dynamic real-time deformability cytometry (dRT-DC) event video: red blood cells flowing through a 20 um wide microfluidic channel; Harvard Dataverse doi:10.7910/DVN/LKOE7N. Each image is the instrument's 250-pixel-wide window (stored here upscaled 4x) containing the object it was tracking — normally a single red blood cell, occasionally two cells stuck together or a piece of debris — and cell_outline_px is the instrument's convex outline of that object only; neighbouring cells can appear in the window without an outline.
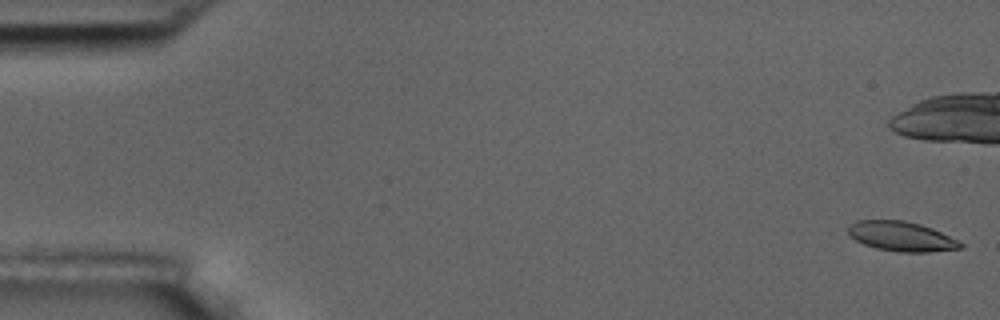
{"species": "common noctule bat (a hibernating species)", "species_latin": "Nyctalus noctula", "temperature_condition": "room temperature", "stored_images_in_passage": 57, "camera_frame_rate_fps": 3000, "um_per_image_px": 0.085, "animal": {"sex": "male", "body_mass_g": 17.5, "forearm_length_mm": 52.3}, "frame": {"image": 1, "passage_image": 1, "time_ms": 0.0, "image_size_px": [1000, 320], "cell_outline_px": [[964, 248], [928, 252], [900, 252], [876, 248], [864, 244], [848, 236], [848, 224], [856, 220], [904, 220], [920, 224], [932, 228], [964, 244]], "centroid_in_image_um": [76.58, 20.09], "position_along_channel_um": 8.4, "area_um2": 19.48}, "authors_computed_cell_mechanics": {"area_um2": 20.6924, "velocity_mm_per_s": 3.585, "shape_relaxation_time_tau1_ms": 10.2391, "shape_relaxation_time_tau2_ms": 1.9977, "deformation_change_tau1": 0.2183, "deformation_change_tau2": 0.071}}